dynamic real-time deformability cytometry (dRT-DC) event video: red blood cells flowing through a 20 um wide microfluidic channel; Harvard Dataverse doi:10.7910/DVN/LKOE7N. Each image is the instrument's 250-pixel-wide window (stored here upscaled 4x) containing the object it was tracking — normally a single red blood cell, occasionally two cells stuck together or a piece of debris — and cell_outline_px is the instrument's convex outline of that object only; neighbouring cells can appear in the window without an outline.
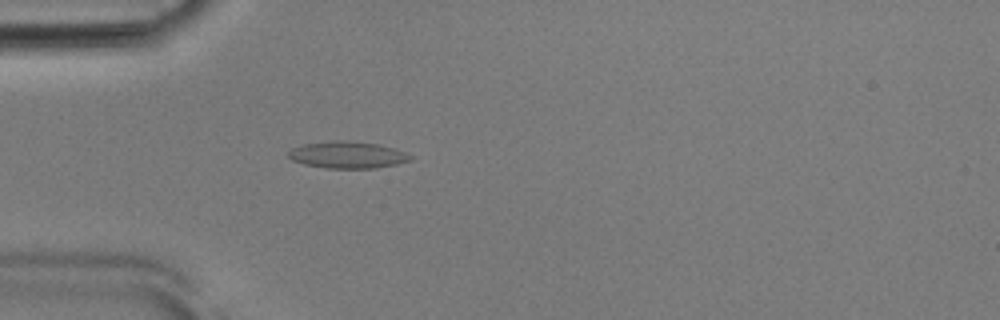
{"species": "Egyptian fruit bat (a non-hibernating species)", "species_latin": "Rousettus aegyptiacus", "temperature_condition": "room temperature", "stored_images_in_passage": 38, "camera_frame_rate_fps": 3000, "um_per_image_px": 0.085, "animal": {"sex": "male"}, "frame": {"image": 1, "passage_image": 1, "time_ms": 0.0, "image_size_px": [1000, 320], "cell_outline_px": [[412, 160], [396, 164], [376, 168], [328, 168], [304, 164], [292, 160], [288, 156], [288, 152], [292, 148], [304, 144], [332, 140], [344, 140], [376, 144], [396, 148], [412, 156]], "centroid_in_image_um": [29.54, 13.16], "position_along_channel_um": 55.5, "area_um2": 19.02}}
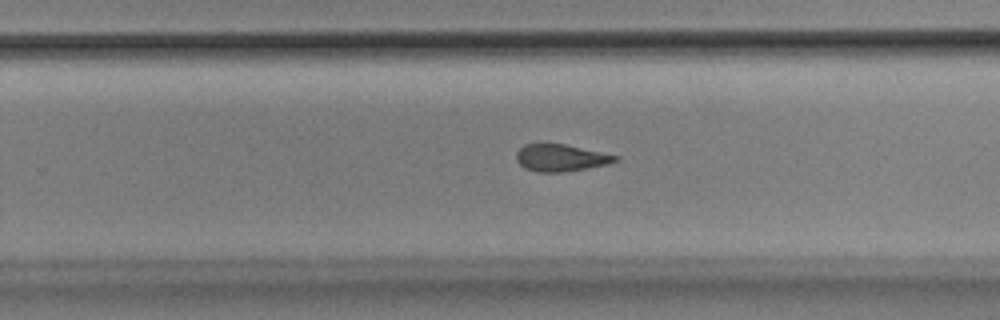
{"frame": {"image": 2, "passage_image": 19, "time_ms": 6.0, "image_size_px": [1000, 320], "cell_outline_px": [[620, 160], [608, 164], [564, 172], [536, 172], [524, 168], [516, 160], [516, 152], [524, 144], [564, 144], [620, 156]], "centroid_in_image_um": [47.67, 13.42], "position_along_channel_um": 282.1, "area_um2": 15.61}}
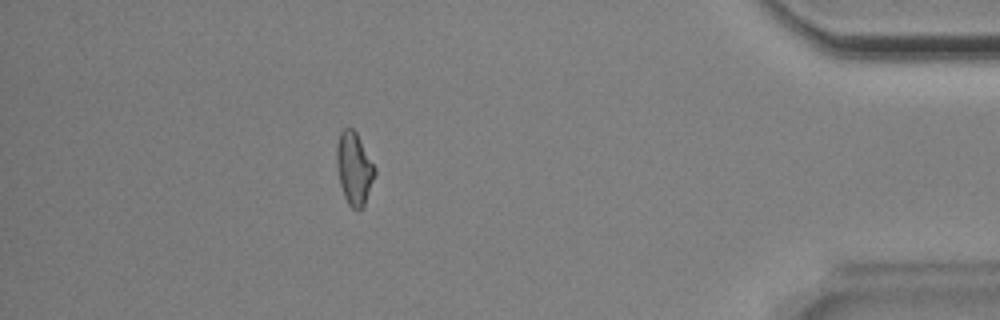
{"frame": {"image": 3, "passage_image": 32, "time_ms": 10.333, "image_size_px": [1000, 320], "cell_outline_px": [[376, 172], [364, 204], [356, 212], [348, 204], [344, 196], [340, 184], [336, 164], [336, 148], [340, 132], [344, 128], [352, 128], [356, 132], [376, 168]], "centroid_in_image_um": [30.09, 14.31], "position_along_channel_um": 405.1, "area_um2": 16.01}, "authors_computed_cell_mechanics": {"area_um2": 16.4152, "velocity_mm_per_s": 3.8768, "shape_relaxation_time_tau1_ms": 5.1188, "shape_relaxation_time_tau2_ms": 4.365, "deformation_change_tau1": 0.146, "deformation_change_tau2": 0.119}}